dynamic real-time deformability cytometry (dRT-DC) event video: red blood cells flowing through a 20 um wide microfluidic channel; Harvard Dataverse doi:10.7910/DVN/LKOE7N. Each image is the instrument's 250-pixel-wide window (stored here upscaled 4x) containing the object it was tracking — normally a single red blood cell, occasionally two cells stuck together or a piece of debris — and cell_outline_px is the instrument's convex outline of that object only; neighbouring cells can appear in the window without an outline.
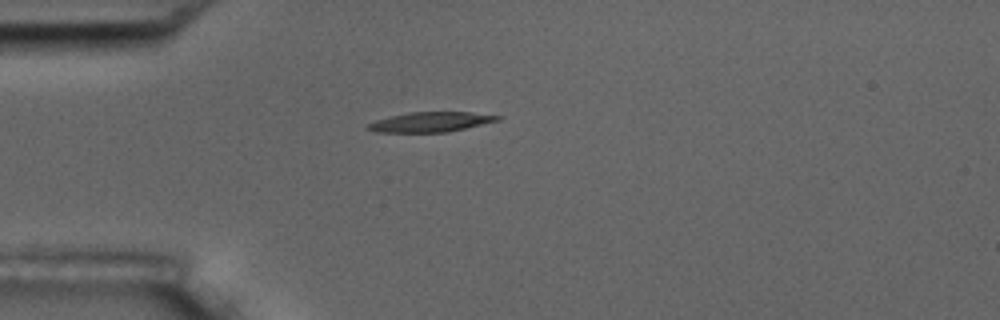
{"species": "common noctule bat (a hibernating species)", "species_latin": "Nyctalus noctula", "temperature_condition": "room temperature", "stored_images_in_passage": 1, "camera_frame_rate_fps": 3000, "um_per_image_px": 0.085, "animal": {"sex": "male", "body_mass_g": 17.5, "forearm_length_mm": 52.3}, "frame": {"image": 1, "passage_image": 1, "time_ms": 0.0, "image_size_px": [1000, 320], "cell_outline_px": [[504, 116], [500, 120], [448, 132], [376, 132], [364, 128], [368, 124], [376, 120], [388, 116], [408, 112], [472, 112]], "centroid_in_image_um": [36.6, 10.36], "position_along_channel_um": 48.4, "area_um2": 15.14}}